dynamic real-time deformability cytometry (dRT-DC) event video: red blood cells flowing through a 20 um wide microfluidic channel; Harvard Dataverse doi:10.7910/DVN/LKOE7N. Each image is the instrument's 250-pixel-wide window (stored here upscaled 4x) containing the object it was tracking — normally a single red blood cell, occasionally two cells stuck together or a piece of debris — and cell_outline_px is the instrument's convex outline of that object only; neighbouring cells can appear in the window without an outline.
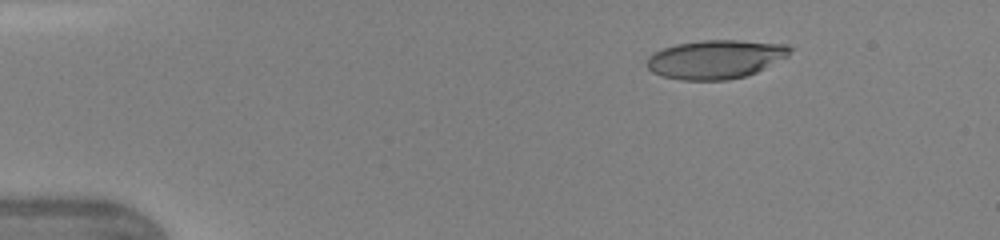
{"species": "human", "species_latin": "Homo sapiens", "temperature_condition": "warm", "stored_images_in_passage": 46, "camera_frame_rate_fps": 3000, "um_per_image_px": 0.085, "donor": {"sex": "female"}, "frame": {"image": 1, "passage_image": 7, "time_ms": 2.0, "image_size_px": [1000, 240], "cell_outline_px": [[796, 48], [788, 56], [756, 72], [744, 76], [728, 80], [680, 80], [664, 76], [652, 72], [648, 68], [648, 56], [664, 48], [676, 44], [700, 40], [740, 40], [788, 44]], "centroid_in_image_um": [60.88, 5.02], "position_along_channel_um": 24.1, "area_um2": 32.37}}
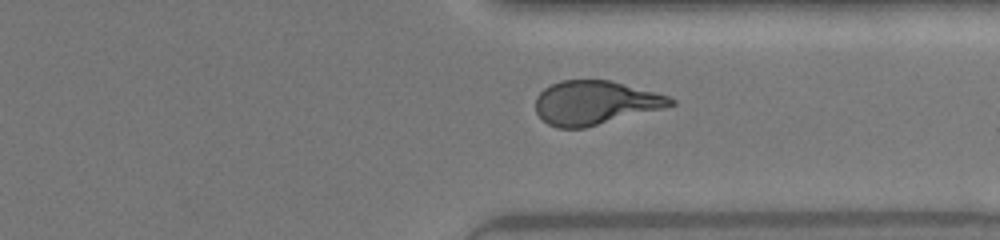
{"frame": {"image": 2, "passage_image": 36, "time_ms": 11.667, "image_size_px": [1000, 240], "cell_outline_px": [[676, 104], [664, 108], [584, 128], [556, 128], [548, 124], [536, 112], [536, 96], [544, 88], [560, 80], [608, 80], [656, 92], [668, 96], [676, 100]], "centroid_in_image_um": [50.58, 8.73], "position_along_channel_um": 360.8, "area_um2": 34.39}}
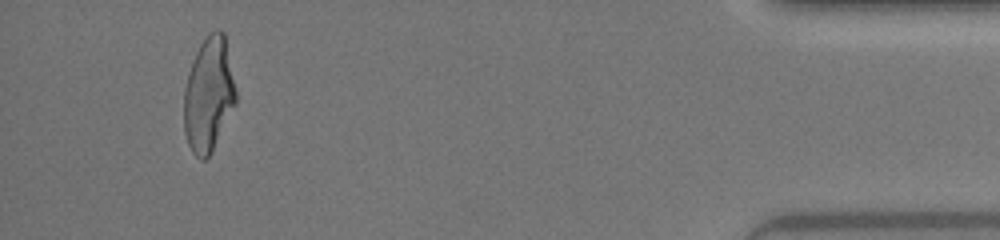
{"frame": {"image": 3, "passage_image": 44, "time_ms": 14.333, "image_size_px": [1000, 240], "cell_outline_px": [[236, 104], [212, 152], [204, 160], [200, 160], [192, 152], [188, 144], [184, 132], [184, 88], [188, 72], [192, 60], [200, 44], [208, 32], [216, 28], [220, 28], [224, 32], [236, 88]], "centroid_in_image_um": [17.74, 8.02], "position_along_channel_um": 417.5, "area_um2": 35.08}, "authors_computed_cell_mechanics": {"area_um2": 34.9112, "velocity_mm_per_s": 4.3847, "shape_relaxation_time_tau1_ms": 5.2151, "shape_relaxation_time_tau2_ms": 1.1009, "deformation_change_tau1": 0.2433, "deformation_change_tau2": 0.1039}}